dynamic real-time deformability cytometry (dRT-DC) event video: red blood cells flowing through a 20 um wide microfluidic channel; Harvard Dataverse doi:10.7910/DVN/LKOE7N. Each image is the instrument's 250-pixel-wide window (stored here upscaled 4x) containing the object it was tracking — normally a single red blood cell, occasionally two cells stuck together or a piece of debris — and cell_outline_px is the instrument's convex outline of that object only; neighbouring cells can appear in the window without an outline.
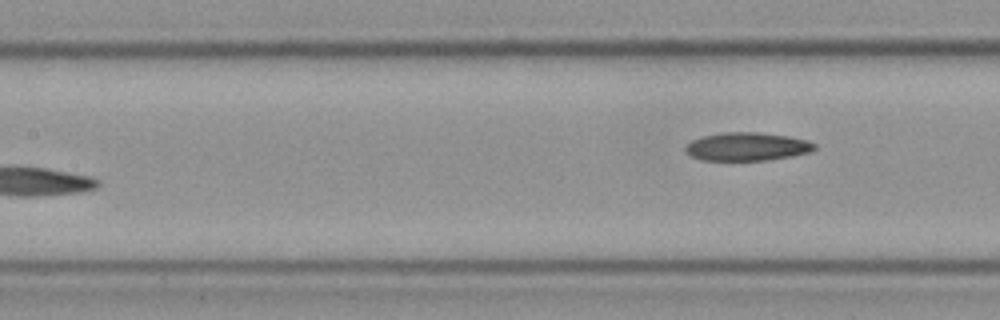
{"species": "Egyptian fruit bat (a non-hibernating species)", "species_latin": "Rousettus aegyptiacus", "temperature_condition": "cold", "stored_images_in_passage": 6, "camera_frame_rate_fps": 3000, "um_per_image_px": 0.085, "frame": {"image": 1, "passage_image": 6, "time_ms": 1.667, "image_size_px": [1000, 320], "cell_outline_px": [[816, 148], [812, 152], [792, 156], [768, 160], [704, 160], [692, 156], [684, 152], [684, 148], [692, 140], [700, 136], [724, 132], [760, 132], [788, 136], [808, 140], [816, 144]], "centroid_in_image_um": [63.52, 12.45], "position_along_channel_um": 143.9, "area_um2": 21.44}}